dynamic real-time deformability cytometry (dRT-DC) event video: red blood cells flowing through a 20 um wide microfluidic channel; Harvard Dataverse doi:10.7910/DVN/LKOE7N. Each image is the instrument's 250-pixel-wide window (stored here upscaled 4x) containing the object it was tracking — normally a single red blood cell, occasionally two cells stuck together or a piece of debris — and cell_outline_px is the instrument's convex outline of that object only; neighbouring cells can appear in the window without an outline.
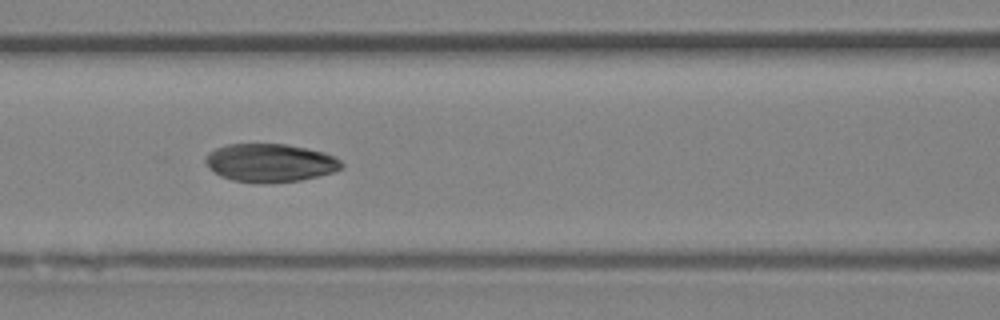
{"species": "Egyptian fruit bat (a non-hibernating species)", "species_latin": "Rousettus aegyptiacus", "temperature_condition": "room temperature", "stored_images_in_passage": 32, "camera_frame_rate_fps": 3000, "um_per_image_px": 0.085, "animal": {"sex": "female"}, "frame": {"image": 1, "passage_image": 10, "time_ms": 3.0, "image_size_px": [1000, 320], "cell_outline_px": [[344, 164], [340, 168], [332, 172], [300, 180], [232, 180], [220, 176], [204, 160], [204, 156], [208, 152], [216, 148], [228, 144], [288, 144], [324, 152], [336, 156]], "centroid_in_image_um": [22.97, 13.78], "position_along_channel_um": 143.6, "area_um2": 29.3}, "authors_computed_cell_mechanics": {"area_um2": 24.3627, "velocity_mm_per_s": 4.4975, "shape_relaxation_time_tau1_ms": null, "shape_relaxation_time_tau2_ms": 1.5571, "deformation_change_tau1": null, "deformation_change_tau2": 0.0869}}